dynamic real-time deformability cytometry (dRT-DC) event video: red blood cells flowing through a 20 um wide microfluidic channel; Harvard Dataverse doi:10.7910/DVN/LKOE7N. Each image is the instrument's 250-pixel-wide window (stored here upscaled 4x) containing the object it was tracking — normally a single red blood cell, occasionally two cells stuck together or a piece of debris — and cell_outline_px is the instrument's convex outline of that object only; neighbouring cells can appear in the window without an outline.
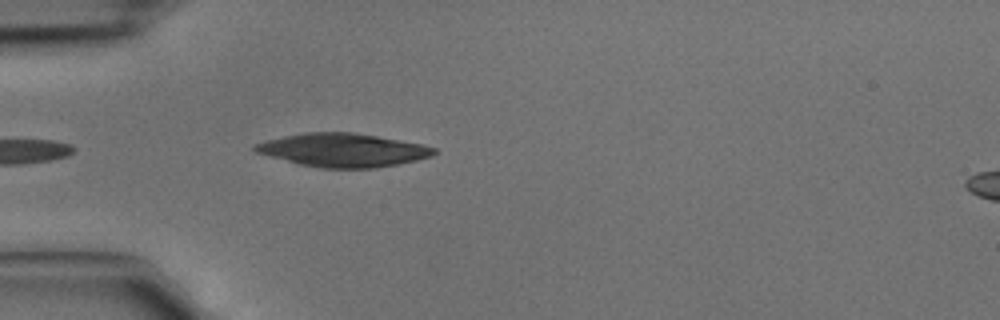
{"species": "common noctule bat (a hibernating species)", "species_latin": "Nyctalus noctula", "temperature_condition": "cold", "stored_images_in_passage": 1, "camera_frame_rate_fps": 3000, "um_per_image_px": 0.085, "animal": {"sex": "male", "body_mass_g": 15.6}, "frame": {"image": 1, "passage_image": 1, "time_ms": 0.0, "image_size_px": [1000, 320], "cell_outline_px": [[436, 152], [432, 156], [416, 160], [376, 168], [320, 168], [300, 164], [256, 152], [252, 148], [252, 144], [284, 136], [304, 132], [352, 132], [424, 144], [436, 148]], "centroid_in_image_um": [29.16, 12.75], "position_along_channel_um": 55.8, "area_um2": 34.68}}